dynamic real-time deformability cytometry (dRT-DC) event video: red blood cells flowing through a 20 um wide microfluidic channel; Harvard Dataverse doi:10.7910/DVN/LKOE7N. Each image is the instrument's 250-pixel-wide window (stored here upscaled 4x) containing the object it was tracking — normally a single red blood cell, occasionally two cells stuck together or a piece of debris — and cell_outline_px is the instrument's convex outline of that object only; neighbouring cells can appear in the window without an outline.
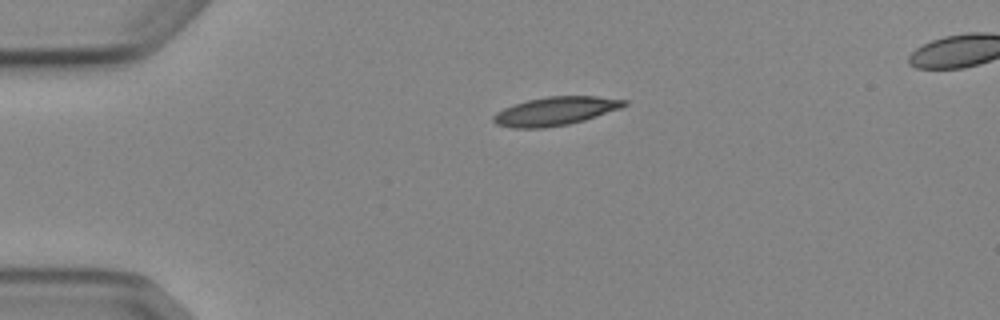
{"species": "Egyptian fruit bat (a non-hibernating species)", "species_latin": "Rousettus aegyptiacus", "temperature_condition": "cold", "stored_images_in_passage": 3, "segment_of_instrument_passage": [1, 2], "camera_frame_rate_fps": 3000, "um_per_image_px": 0.085, "animal": {"sex": "female"}, "frame": {"image": 1, "passage_image": 1, "time_ms": 0.0, "image_size_px": [1000, 320], "cell_outline_px": [[628, 104], [620, 108], [584, 120], [568, 124], [544, 128], [512, 128], [496, 124], [492, 120], [492, 116], [496, 112], [512, 104], [528, 100], [548, 96], [596, 96], [628, 100]], "centroid_in_image_um": [47.18, 9.44], "position_along_channel_um": 37.8, "area_um2": 21.73}}